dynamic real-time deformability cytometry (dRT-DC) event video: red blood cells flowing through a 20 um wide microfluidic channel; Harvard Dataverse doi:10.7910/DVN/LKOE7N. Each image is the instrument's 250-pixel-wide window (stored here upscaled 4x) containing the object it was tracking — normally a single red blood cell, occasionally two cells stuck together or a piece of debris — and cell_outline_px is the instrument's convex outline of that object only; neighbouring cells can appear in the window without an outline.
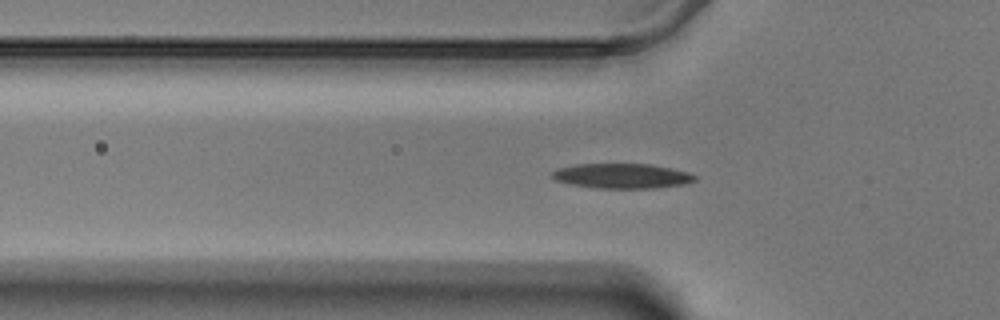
{"species": "Egyptian fruit bat (a non-hibernating species)", "species_latin": "Rousettus aegyptiacus", "temperature_condition": "warm", "stored_images_in_passage": 42, "camera_frame_rate_fps": 3000, "um_per_image_px": 0.085, "animal": {"sex": "male"}, "frame": {"image": 1, "passage_image": 6, "time_ms": 1.667, "image_size_px": [1000, 320], "cell_outline_px": [[696, 180], [684, 184], [656, 188], [596, 188], [572, 184], [556, 180], [552, 176], [552, 172], [556, 168], [576, 164], [652, 164], [672, 168], [688, 172], [696, 176]], "centroid_in_image_um": [52.88, 14.95], "position_along_channel_um": 72.9, "area_um2": 20.69}}
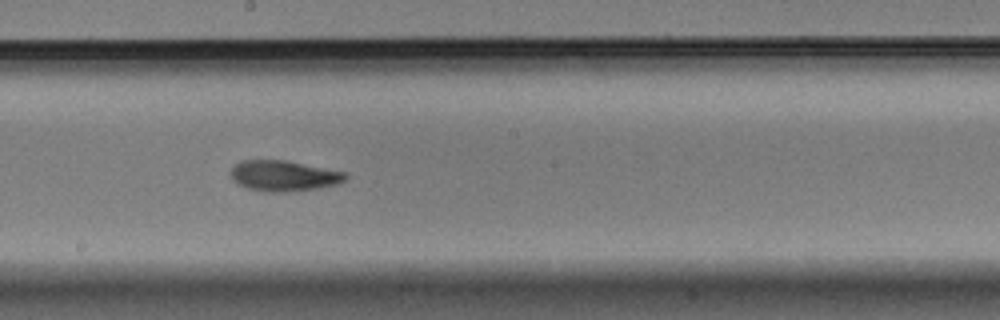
{"frame": {"image": 2, "passage_image": 19, "time_ms": 6.0, "image_size_px": [1000, 320], "cell_outline_px": [[348, 176], [344, 180], [336, 184], [320, 188], [288, 192], [264, 192], [248, 188], [236, 184], [232, 180], [232, 168], [240, 160], [288, 160], [348, 172]], "centroid_in_image_um": [24.14, 14.94], "position_along_channel_um": 224.1, "area_um2": 20.81}}
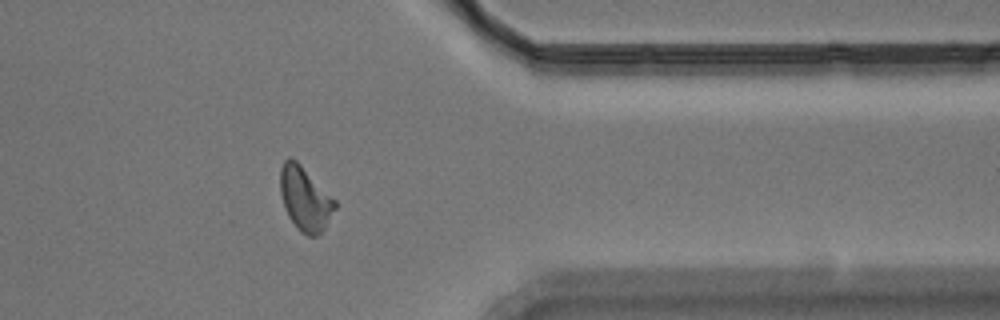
{"frame": {"image": 3, "passage_image": 34, "time_ms": 11.0, "image_size_px": [1000, 320], "cell_outline_px": [[336, 208], [324, 228], [316, 236], [308, 236], [300, 232], [296, 228], [288, 216], [280, 192], [280, 168], [284, 160], [288, 156], [292, 156], [336, 200]], "centroid_in_image_um": [25.91, 16.88], "position_along_channel_um": 385.5, "area_um2": 20.35}}